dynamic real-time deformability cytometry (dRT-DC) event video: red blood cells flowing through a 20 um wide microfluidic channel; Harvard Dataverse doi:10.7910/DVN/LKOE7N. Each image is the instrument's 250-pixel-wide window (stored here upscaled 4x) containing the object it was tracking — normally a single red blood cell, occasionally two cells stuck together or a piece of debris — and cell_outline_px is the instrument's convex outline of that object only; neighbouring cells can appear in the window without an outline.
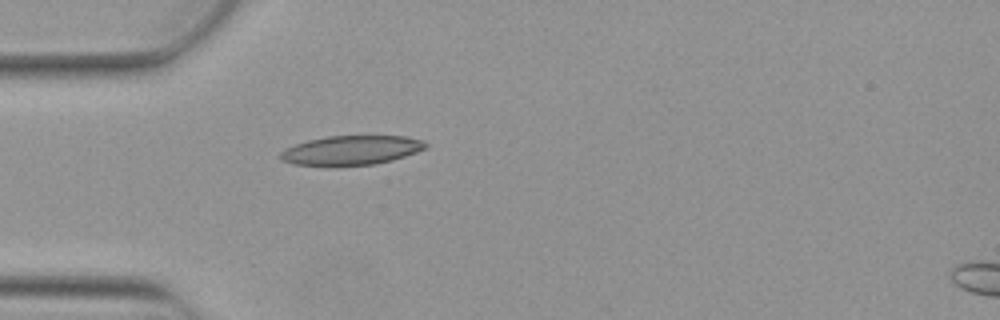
{"species": "Egyptian fruit bat (a non-hibernating species)", "species_latin": "Rousettus aegyptiacus", "temperature_condition": "warm", "stored_images_in_passage": 4, "camera_frame_rate_fps": 3000, "um_per_image_px": 0.085, "animal": {"sex": "female"}, "frame": {"image": 1, "passage_image": 4, "time_ms": 1.0, "image_size_px": [1000, 320], "cell_outline_px": [[428, 148], [392, 160], [376, 164], [292, 164], [280, 160], [276, 156], [284, 148], [308, 140], [328, 136], [404, 136], [424, 140], [428, 144]], "centroid_in_image_um": [29.86, 12.75], "position_along_channel_um": 55.1, "area_um2": 24.51}}